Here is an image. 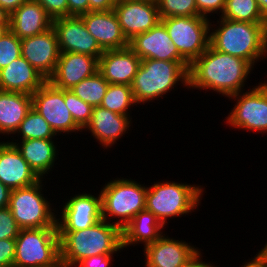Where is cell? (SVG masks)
Listing matches in <instances>:
<instances>
[{
  "label": "cell",
  "mask_w": 267,
  "mask_h": 267,
  "mask_svg": "<svg viewBox=\"0 0 267 267\" xmlns=\"http://www.w3.org/2000/svg\"><path fill=\"white\" fill-rule=\"evenodd\" d=\"M254 67L246 60L215 50L211 45L188 69L189 89L230 97L245 91ZM222 96H221V95Z\"/></svg>",
  "instance_id": "1"
},
{
  "label": "cell",
  "mask_w": 267,
  "mask_h": 267,
  "mask_svg": "<svg viewBox=\"0 0 267 267\" xmlns=\"http://www.w3.org/2000/svg\"><path fill=\"white\" fill-rule=\"evenodd\" d=\"M210 45L256 67L261 61L265 63L267 58V23L232 21L221 17L216 21L210 20Z\"/></svg>",
  "instance_id": "2"
},
{
  "label": "cell",
  "mask_w": 267,
  "mask_h": 267,
  "mask_svg": "<svg viewBox=\"0 0 267 267\" xmlns=\"http://www.w3.org/2000/svg\"><path fill=\"white\" fill-rule=\"evenodd\" d=\"M62 267H75L84 258L117 254L122 247V230L102 219L79 231H58Z\"/></svg>",
  "instance_id": "3"
},
{
  "label": "cell",
  "mask_w": 267,
  "mask_h": 267,
  "mask_svg": "<svg viewBox=\"0 0 267 267\" xmlns=\"http://www.w3.org/2000/svg\"><path fill=\"white\" fill-rule=\"evenodd\" d=\"M189 66L187 61L142 59L131 85L138 107L162 100L179 84L188 89Z\"/></svg>",
  "instance_id": "4"
},
{
  "label": "cell",
  "mask_w": 267,
  "mask_h": 267,
  "mask_svg": "<svg viewBox=\"0 0 267 267\" xmlns=\"http://www.w3.org/2000/svg\"><path fill=\"white\" fill-rule=\"evenodd\" d=\"M205 189L199 184L158 180L147 185L145 209L152 212L165 227L171 218L185 217L198 211L204 193H207Z\"/></svg>",
  "instance_id": "5"
},
{
  "label": "cell",
  "mask_w": 267,
  "mask_h": 267,
  "mask_svg": "<svg viewBox=\"0 0 267 267\" xmlns=\"http://www.w3.org/2000/svg\"><path fill=\"white\" fill-rule=\"evenodd\" d=\"M105 182L99 190L102 219L122 230L136 214L145 210L147 185L121 176Z\"/></svg>",
  "instance_id": "6"
},
{
  "label": "cell",
  "mask_w": 267,
  "mask_h": 267,
  "mask_svg": "<svg viewBox=\"0 0 267 267\" xmlns=\"http://www.w3.org/2000/svg\"><path fill=\"white\" fill-rule=\"evenodd\" d=\"M43 181L11 191L8 208L20 229L57 227L58 208L45 194Z\"/></svg>",
  "instance_id": "7"
},
{
  "label": "cell",
  "mask_w": 267,
  "mask_h": 267,
  "mask_svg": "<svg viewBox=\"0 0 267 267\" xmlns=\"http://www.w3.org/2000/svg\"><path fill=\"white\" fill-rule=\"evenodd\" d=\"M13 267H62L57 227L20 229Z\"/></svg>",
  "instance_id": "8"
},
{
  "label": "cell",
  "mask_w": 267,
  "mask_h": 267,
  "mask_svg": "<svg viewBox=\"0 0 267 267\" xmlns=\"http://www.w3.org/2000/svg\"><path fill=\"white\" fill-rule=\"evenodd\" d=\"M256 86H247L246 91L233 94L228 101L234 102L228 116L225 117V124L233 129L246 131L247 133L258 132L267 134V80L258 82Z\"/></svg>",
  "instance_id": "9"
},
{
  "label": "cell",
  "mask_w": 267,
  "mask_h": 267,
  "mask_svg": "<svg viewBox=\"0 0 267 267\" xmlns=\"http://www.w3.org/2000/svg\"><path fill=\"white\" fill-rule=\"evenodd\" d=\"M166 31L179 51L191 64L210 45V19L203 16H180L162 18Z\"/></svg>",
  "instance_id": "10"
},
{
  "label": "cell",
  "mask_w": 267,
  "mask_h": 267,
  "mask_svg": "<svg viewBox=\"0 0 267 267\" xmlns=\"http://www.w3.org/2000/svg\"><path fill=\"white\" fill-rule=\"evenodd\" d=\"M31 96L32 108L45 119L58 137L83 132L64 102V90L54 87L47 80Z\"/></svg>",
  "instance_id": "11"
},
{
  "label": "cell",
  "mask_w": 267,
  "mask_h": 267,
  "mask_svg": "<svg viewBox=\"0 0 267 267\" xmlns=\"http://www.w3.org/2000/svg\"><path fill=\"white\" fill-rule=\"evenodd\" d=\"M78 191L70 199L67 198L57 210L58 231H79L86 229L102 220V206L100 192L96 194ZM61 209V210H60ZM60 213V214H59Z\"/></svg>",
  "instance_id": "12"
},
{
  "label": "cell",
  "mask_w": 267,
  "mask_h": 267,
  "mask_svg": "<svg viewBox=\"0 0 267 267\" xmlns=\"http://www.w3.org/2000/svg\"><path fill=\"white\" fill-rule=\"evenodd\" d=\"M60 53L72 52L96 57L103 54V50L87 30L80 16H67L52 20Z\"/></svg>",
  "instance_id": "13"
},
{
  "label": "cell",
  "mask_w": 267,
  "mask_h": 267,
  "mask_svg": "<svg viewBox=\"0 0 267 267\" xmlns=\"http://www.w3.org/2000/svg\"><path fill=\"white\" fill-rule=\"evenodd\" d=\"M113 11L128 42L161 21L157 3L119 0Z\"/></svg>",
  "instance_id": "14"
},
{
  "label": "cell",
  "mask_w": 267,
  "mask_h": 267,
  "mask_svg": "<svg viewBox=\"0 0 267 267\" xmlns=\"http://www.w3.org/2000/svg\"><path fill=\"white\" fill-rule=\"evenodd\" d=\"M60 50L53 27L45 32L21 39V56L47 80L53 75Z\"/></svg>",
  "instance_id": "15"
},
{
  "label": "cell",
  "mask_w": 267,
  "mask_h": 267,
  "mask_svg": "<svg viewBox=\"0 0 267 267\" xmlns=\"http://www.w3.org/2000/svg\"><path fill=\"white\" fill-rule=\"evenodd\" d=\"M132 116L121 115L101 106L93 107L89 123L82 130L88 132L105 151L117 144L121 137L132 131Z\"/></svg>",
  "instance_id": "16"
},
{
  "label": "cell",
  "mask_w": 267,
  "mask_h": 267,
  "mask_svg": "<svg viewBox=\"0 0 267 267\" xmlns=\"http://www.w3.org/2000/svg\"><path fill=\"white\" fill-rule=\"evenodd\" d=\"M196 247V248H195ZM200 248L167 233L143 248L144 267H180Z\"/></svg>",
  "instance_id": "17"
},
{
  "label": "cell",
  "mask_w": 267,
  "mask_h": 267,
  "mask_svg": "<svg viewBox=\"0 0 267 267\" xmlns=\"http://www.w3.org/2000/svg\"><path fill=\"white\" fill-rule=\"evenodd\" d=\"M129 48L142 59L186 61L169 37L165 25L160 21L150 30L136 35L129 41Z\"/></svg>",
  "instance_id": "18"
},
{
  "label": "cell",
  "mask_w": 267,
  "mask_h": 267,
  "mask_svg": "<svg viewBox=\"0 0 267 267\" xmlns=\"http://www.w3.org/2000/svg\"><path fill=\"white\" fill-rule=\"evenodd\" d=\"M98 72V59L93 56L64 52L60 53L56 69L48 81L56 88L71 90L83 79Z\"/></svg>",
  "instance_id": "19"
},
{
  "label": "cell",
  "mask_w": 267,
  "mask_h": 267,
  "mask_svg": "<svg viewBox=\"0 0 267 267\" xmlns=\"http://www.w3.org/2000/svg\"><path fill=\"white\" fill-rule=\"evenodd\" d=\"M41 178L8 140L0 141V181L9 189H19L38 182Z\"/></svg>",
  "instance_id": "20"
},
{
  "label": "cell",
  "mask_w": 267,
  "mask_h": 267,
  "mask_svg": "<svg viewBox=\"0 0 267 267\" xmlns=\"http://www.w3.org/2000/svg\"><path fill=\"white\" fill-rule=\"evenodd\" d=\"M88 32L95 37L103 51L129 47L118 18L113 10L89 11L80 15Z\"/></svg>",
  "instance_id": "21"
},
{
  "label": "cell",
  "mask_w": 267,
  "mask_h": 267,
  "mask_svg": "<svg viewBox=\"0 0 267 267\" xmlns=\"http://www.w3.org/2000/svg\"><path fill=\"white\" fill-rule=\"evenodd\" d=\"M141 59L129 48L106 50L98 59V72L109 84L131 86Z\"/></svg>",
  "instance_id": "22"
},
{
  "label": "cell",
  "mask_w": 267,
  "mask_h": 267,
  "mask_svg": "<svg viewBox=\"0 0 267 267\" xmlns=\"http://www.w3.org/2000/svg\"><path fill=\"white\" fill-rule=\"evenodd\" d=\"M20 151L22 157L35 171V173L46 180L54 170L55 165H60L56 161L59 159V149L56 140L49 139H28L22 141H10ZM57 142V143H56ZM56 162V164H55ZM53 169V170H52Z\"/></svg>",
  "instance_id": "23"
},
{
  "label": "cell",
  "mask_w": 267,
  "mask_h": 267,
  "mask_svg": "<svg viewBox=\"0 0 267 267\" xmlns=\"http://www.w3.org/2000/svg\"><path fill=\"white\" fill-rule=\"evenodd\" d=\"M47 79L20 56L0 70V90L32 95Z\"/></svg>",
  "instance_id": "24"
},
{
  "label": "cell",
  "mask_w": 267,
  "mask_h": 267,
  "mask_svg": "<svg viewBox=\"0 0 267 267\" xmlns=\"http://www.w3.org/2000/svg\"><path fill=\"white\" fill-rule=\"evenodd\" d=\"M52 27V19L35 0H28L9 15V29L20 39L41 34Z\"/></svg>",
  "instance_id": "25"
},
{
  "label": "cell",
  "mask_w": 267,
  "mask_h": 267,
  "mask_svg": "<svg viewBox=\"0 0 267 267\" xmlns=\"http://www.w3.org/2000/svg\"><path fill=\"white\" fill-rule=\"evenodd\" d=\"M31 108V95L0 90V141L2 136L7 141L15 134Z\"/></svg>",
  "instance_id": "26"
},
{
  "label": "cell",
  "mask_w": 267,
  "mask_h": 267,
  "mask_svg": "<svg viewBox=\"0 0 267 267\" xmlns=\"http://www.w3.org/2000/svg\"><path fill=\"white\" fill-rule=\"evenodd\" d=\"M165 228L152 212L146 209L140 211L122 229V247L128 250L130 246L143 244L144 248L166 233Z\"/></svg>",
  "instance_id": "27"
},
{
  "label": "cell",
  "mask_w": 267,
  "mask_h": 267,
  "mask_svg": "<svg viewBox=\"0 0 267 267\" xmlns=\"http://www.w3.org/2000/svg\"><path fill=\"white\" fill-rule=\"evenodd\" d=\"M14 135L15 136H11V138H9L11 141H22L28 139H61V137H57L51 126L33 108H31V110L27 113ZM15 137L17 138L14 139Z\"/></svg>",
  "instance_id": "28"
},
{
  "label": "cell",
  "mask_w": 267,
  "mask_h": 267,
  "mask_svg": "<svg viewBox=\"0 0 267 267\" xmlns=\"http://www.w3.org/2000/svg\"><path fill=\"white\" fill-rule=\"evenodd\" d=\"M100 106L121 115L132 116L133 107L138 105L131 86L109 84Z\"/></svg>",
  "instance_id": "29"
},
{
  "label": "cell",
  "mask_w": 267,
  "mask_h": 267,
  "mask_svg": "<svg viewBox=\"0 0 267 267\" xmlns=\"http://www.w3.org/2000/svg\"><path fill=\"white\" fill-rule=\"evenodd\" d=\"M220 17L232 21L267 23L257 0H226Z\"/></svg>",
  "instance_id": "30"
},
{
  "label": "cell",
  "mask_w": 267,
  "mask_h": 267,
  "mask_svg": "<svg viewBox=\"0 0 267 267\" xmlns=\"http://www.w3.org/2000/svg\"><path fill=\"white\" fill-rule=\"evenodd\" d=\"M109 83L96 72L93 76L83 79L70 91L92 107L100 106Z\"/></svg>",
  "instance_id": "31"
},
{
  "label": "cell",
  "mask_w": 267,
  "mask_h": 267,
  "mask_svg": "<svg viewBox=\"0 0 267 267\" xmlns=\"http://www.w3.org/2000/svg\"><path fill=\"white\" fill-rule=\"evenodd\" d=\"M160 18L198 16L195 0H158Z\"/></svg>",
  "instance_id": "32"
},
{
  "label": "cell",
  "mask_w": 267,
  "mask_h": 267,
  "mask_svg": "<svg viewBox=\"0 0 267 267\" xmlns=\"http://www.w3.org/2000/svg\"><path fill=\"white\" fill-rule=\"evenodd\" d=\"M64 102L75 123L83 130L91 119L93 107L70 90H64Z\"/></svg>",
  "instance_id": "33"
},
{
  "label": "cell",
  "mask_w": 267,
  "mask_h": 267,
  "mask_svg": "<svg viewBox=\"0 0 267 267\" xmlns=\"http://www.w3.org/2000/svg\"><path fill=\"white\" fill-rule=\"evenodd\" d=\"M21 56V39L8 29L0 38V70Z\"/></svg>",
  "instance_id": "34"
},
{
  "label": "cell",
  "mask_w": 267,
  "mask_h": 267,
  "mask_svg": "<svg viewBox=\"0 0 267 267\" xmlns=\"http://www.w3.org/2000/svg\"><path fill=\"white\" fill-rule=\"evenodd\" d=\"M20 231L8 207L0 209V239H16Z\"/></svg>",
  "instance_id": "35"
},
{
  "label": "cell",
  "mask_w": 267,
  "mask_h": 267,
  "mask_svg": "<svg viewBox=\"0 0 267 267\" xmlns=\"http://www.w3.org/2000/svg\"><path fill=\"white\" fill-rule=\"evenodd\" d=\"M197 5L198 14L211 20L216 16H221L226 0H195ZM211 16V17H210Z\"/></svg>",
  "instance_id": "36"
},
{
  "label": "cell",
  "mask_w": 267,
  "mask_h": 267,
  "mask_svg": "<svg viewBox=\"0 0 267 267\" xmlns=\"http://www.w3.org/2000/svg\"><path fill=\"white\" fill-rule=\"evenodd\" d=\"M35 1H37L45 9V12L52 20L68 16L67 0H35Z\"/></svg>",
  "instance_id": "37"
},
{
  "label": "cell",
  "mask_w": 267,
  "mask_h": 267,
  "mask_svg": "<svg viewBox=\"0 0 267 267\" xmlns=\"http://www.w3.org/2000/svg\"><path fill=\"white\" fill-rule=\"evenodd\" d=\"M15 239H0V267H13Z\"/></svg>",
  "instance_id": "38"
},
{
  "label": "cell",
  "mask_w": 267,
  "mask_h": 267,
  "mask_svg": "<svg viewBox=\"0 0 267 267\" xmlns=\"http://www.w3.org/2000/svg\"><path fill=\"white\" fill-rule=\"evenodd\" d=\"M115 254H102L84 258L75 267H111Z\"/></svg>",
  "instance_id": "39"
},
{
  "label": "cell",
  "mask_w": 267,
  "mask_h": 267,
  "mask_svg": "<svg viewBox=\"0 0 267 267\" xmlns=\"http://www.w3.org/2000/svg\"><path fill=\"white\" fill-rule=\"evenodd\" d=\"M68 16H80L89 12V0H67Z\"/></svg>",
  "instance_id": "40"
},
{
  "label": "cell",
  "mask_w": 267,
  "mask_h": 267,
  "mask_svg": "<svg viewBox=\"0 0 267 267\" xmlns=\"http://www.w3.org/2000/svg\"><path fill=\"white\" fill-rule=\"evenodd\" d=\"M204 250H201V248L194 254L192 255L183 265H181L180 267H219V266H215L214 262L211 263L210 261L206 262L203 260H207V259H203V252ZM214 264V265H213Z\"/></svg>",
  "instance_id": "41"
},
{
  "label": "cell",
  "mask_w": 267,
  "mask_h": 267,
  "mask_svg": "<svg viewBox=\"0 0 267 267\" xmlns=\"http://www.w3.org/2000/svg\"><path fill=\"white\" fill-rule=\"evenodd\" d=\"M119 0H89V11L113 10Z\"/></svg>",
  "instance_id": "42"
},
{
  "label": "cell",
  "mask_w": 267,
  "mask_h": 267,
  "mask_svg": "<svg viewBox=\"0 0 267 267\" xmlns=\"http://www.w3.org/2000/svg\"><path fill=\"white\" fill-rule=\"evenodd\" d=\"M259 252H256V255L253 258H249L247 261L242 263L240 267H265L264 265V248L261 247Z\"/></svg>",
  "instance_id": "43"
},
{
  "label": "cell",
  "mask_w": 267,
  "mask_h": 267,
  "mask_svg": "<svg viewBox=\"0 0 267 267\" xmlns=\"http://www.w3.org/2000/svg\"><path fill=\"white\" fill-rule=\"evenodd\" d=\"M28 0H0V7L9 15Z\"/></svg>",
  "instance_id": "44"
},
{
  "label": "cell",
  "mask_w": 267,
  "mask_h": 267,
  "mask_svg": "<svg viewBox=\"0 0 267 267\" xmlns=\"http://www.w3.org/2000/svg\"><path fill=\"white\" fill-rule=\"evenodd\" d=\"M11 191L0 181V209L8 207Z\"/></svg>",
  "instance_id": "45"
},
{
  "label": "cell",
  "mask_w": 267,
  "mask_h": 267,
  "mask_svg": "<svg viewBox=\"0 0 267 267\" xmlns=\"http://www.w3.org/2000/svg\"><path fill=\"white\" fill-rule=\"evenodd\" d=\"M258 6L260 8V11L267 21V0H257Z\"/></svg>",
  "instance_id": "46"
},
{
  "label": "cell",
  "mask_w": 267,
  "mask_h": 267,
  "mask_svg": "<svg viewBox=\"0 0 267 267\" xmlns=\"http://www.w3.org/2000/svg\"><path fill=\"white\" fill-rule=\"evenodd\" d=\"M0 24H9V14L0 7Z\"/></svg>",
  "instance_id": "47"
},
{
  "label": "cell",
  "mask_w": 267,
  "mask_h": 267,
  "mask_svg": "<svg viewBox=\"0 0 267 267\" xmlns=\"http://www.w3.org/2000/svg\"><path fill=\"white\" fill-rule=\"evenodd\" d=\"M9 29V24H0V38Z\"/></svg>",
  "instance_id": "48"
},
{
  "label": "cell",
  "mask_w": 267,
  "mask_h": 267,
  "mask_svg": "<svg viewBox=\"0 0 267 267\" xmlns=\"http://www.w3.org/2000/svg\"><path fill=\"white\" fill-rule=\"evenodd\" d=\"M264 265L267 267V251L264 249Z\"/></svg>",
  "instance_id": "49"
},
{
  "label": "cell",
  "mask_w": 267,
  "mask_h": 267,
  "mask_svg": "<svg viewBox=\"0 0 267 267\" xmlns=\"http://www.w3.org/2000/svg\"><path fill=\"white\" fill-rule=\"evenodd\" d=\"M133 1H145V2L157 3L158 0H133Z\"/></svg>",
  "instance_id": "50"
},
{
  "label": "cell",
  "mask_w": 267,
  "mask_h": 267,
  "mask_svg": "<svg viewBox=\"0 0 267 267\" xmlns=\"http://www.w3.org/2000/svg\"><path fill=\"white\" fill-rule=\"evenodd\" d=\"M263 248L267 251V242L263 245Z\"/></svg>",
  "instance_id": "51"
}]
</instances>
